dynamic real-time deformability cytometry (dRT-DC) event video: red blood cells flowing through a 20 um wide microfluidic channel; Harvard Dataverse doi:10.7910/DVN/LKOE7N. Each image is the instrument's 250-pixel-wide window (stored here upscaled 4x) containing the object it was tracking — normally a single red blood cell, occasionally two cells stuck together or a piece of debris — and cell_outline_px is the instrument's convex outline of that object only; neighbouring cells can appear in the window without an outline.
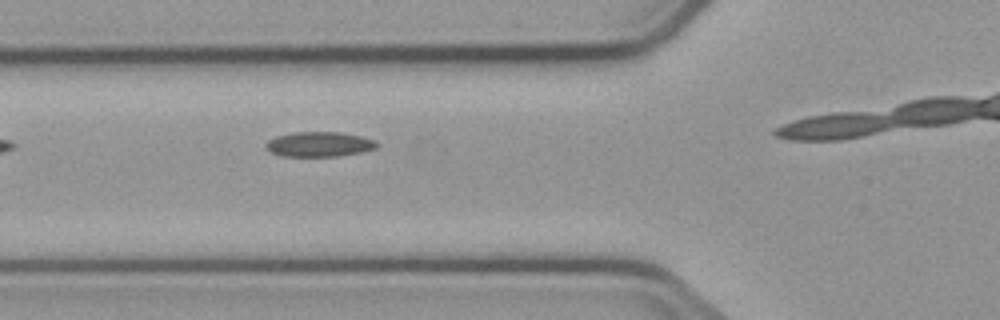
{"species": "common noctule bat (a hibernating species)", "species_latin": "Nyctalus noctula", "temperature_condition": "cold", "stored_images_in_passage": 5, "camera_frame_rate_fps": 3000, "um_per_image_px": 0.085, "animal": {"sex": "male", "body_mass_g": 23.1, "forearm_length_mm": 52.7}, "frame": {"image": 1, "passage_image": 3, "time_ms": 2.667, "image_size_px": [1000, 320], "cell_outline_px": [[380, 144], [376, 148], [364, 152], [340, 156], [280, 156], [264, 148], [264, 144], [268, 140], [276, 136], [292, 132], [340, 132], [360, 136], [376, 140]], "centroid_in_image_um": [27.14, 12.26], "position_along_channel_um": 98.7, "area_um2": 16.36}}